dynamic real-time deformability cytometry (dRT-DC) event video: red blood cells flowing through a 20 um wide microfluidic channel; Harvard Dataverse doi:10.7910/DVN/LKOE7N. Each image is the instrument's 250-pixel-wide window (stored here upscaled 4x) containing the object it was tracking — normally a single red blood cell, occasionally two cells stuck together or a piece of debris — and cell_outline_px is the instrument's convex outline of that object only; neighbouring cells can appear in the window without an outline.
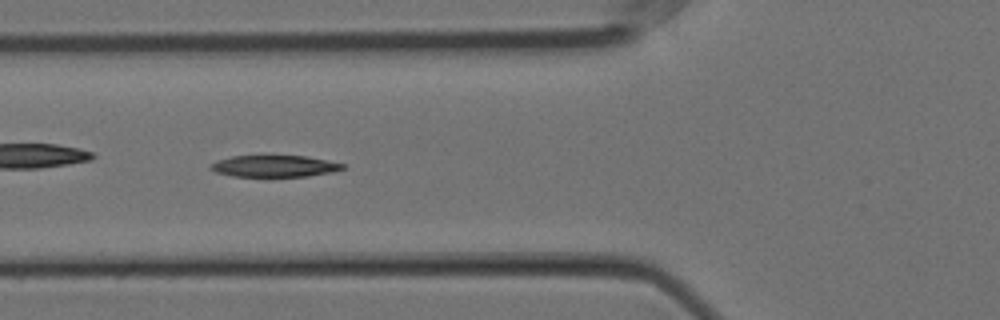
{"species": "Egyptian fruit bat (a non-hibernating species)", "species_latin": "Rousettus aegyptiacus", "temperature_condition": "cold", "stored_images_in_passage": 57, "camera_frame_rate_fps": 3000, "um_per_image_px": 0.085, "animal": {"sex": "female"}, "frame": {"image": 1, "passage_image": 20, "time_ms": 6.333, "image_size_px": [1000, 320], "cell_outline_px": [[344, 168], [332, 172], [308, 176], [232, 176], [216, 172], [208, 168], [208, 164], [216, 160], [232, 156], [308, 156], [344, 164]], "centroid_in_image_um": [23.27, 14.12], "position_along_channel_um": 102.5, "area_um2": 16.59}}
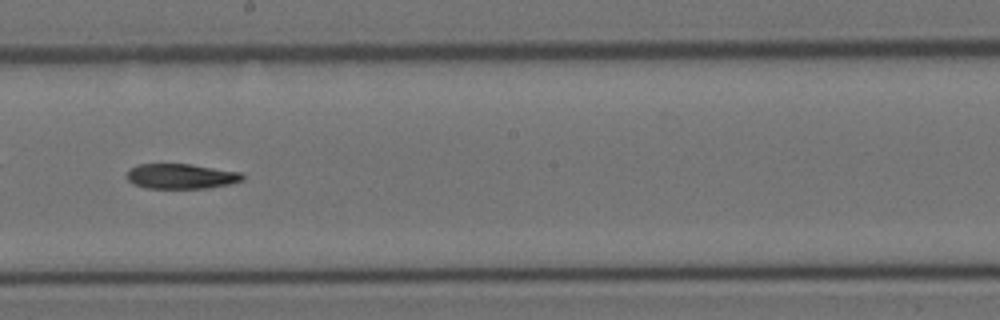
{"frame": {"image": 2, "passage_image": 31, "time_ms": 10.0, "image_size_px": [1000, 320], "cell_outline_px": [[244, 180], [228, 184], [208, 188], [148, 188], [132, 184], [128, 180], [128, 172], [136, 164], [192, 164], [240, 172], [244, 176]], "centroid_in_image_um": [15.4, 14.98], "position_along_channel_um": 232.8, "area_um2": 16.82}}
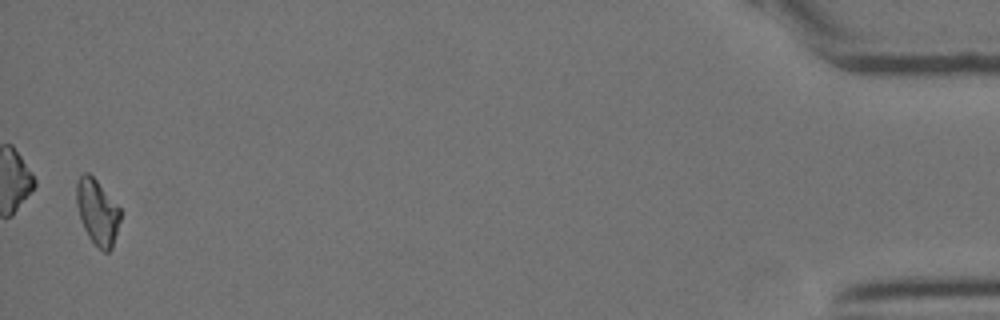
{"frame": {"image": 3, "passage_image": 55, "time_ms": 18.0, "image_size_px": [1000, 320], "cell_outline_px": [[120, 220], [112, 248], [108, 252], [104, 252], [88, 236], [84, 228], [76, 204], [76, 180], [84, 172], [88, 172], [96, 180], [120, 208]], "centroid_in_image_um": [8.26, 18.0], "position_along_channel_um": 426.9, "area_um2": 16.47}, "authors_computed_cell_mechanics": {"area_um2": 17.5712, "velocity_mm_per_s": 3.5541, "shape_relaxation_time_tau1_ms": 9.8945, "shape_relaxation_time_tau2_ms": null, "deformation_change_tau1": 0.2196, "deformation_change_tau2": null}}